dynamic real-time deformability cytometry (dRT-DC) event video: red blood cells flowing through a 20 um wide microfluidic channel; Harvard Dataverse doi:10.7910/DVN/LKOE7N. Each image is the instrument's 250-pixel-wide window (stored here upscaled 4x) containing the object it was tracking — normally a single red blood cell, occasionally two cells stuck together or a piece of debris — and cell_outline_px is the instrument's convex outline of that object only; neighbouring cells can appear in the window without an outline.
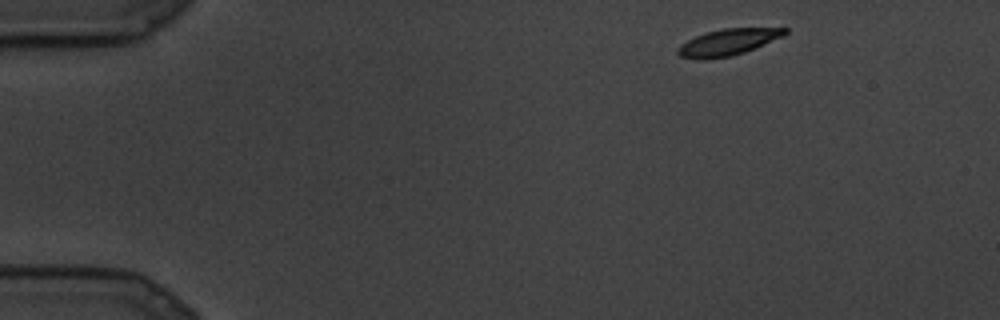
{"species": "common noctule bat (a hibernating species)", "species_latin": "Nyctalus noctula", "temperature_condition": "cold", "stored_images_in_passage": 7, "camera_frame_rate_fps": 3000, "um_per_image_px": 0.085, "animal": {"sex": "male", "body_mass_g": 19.5, "forearm_length_mm": 54.6}, "frame": {"image": 1, "passage_image": 1, "time_ms": 0.0, "image_size_px": [1000, 320], "cell_outline_px": [[788, 32], [784, 36], [744, 52], [732, 56], [704, 60], [692, 60], [680, 56], [676, 52], [676, 48], [680, 44], [696, 36], [708, 32], [724, 28], [788, 28]], "centroid_in_image_um": [61.83, 3.61], "position_along_channel_um": 23.2, "area_um2": 16.59}}
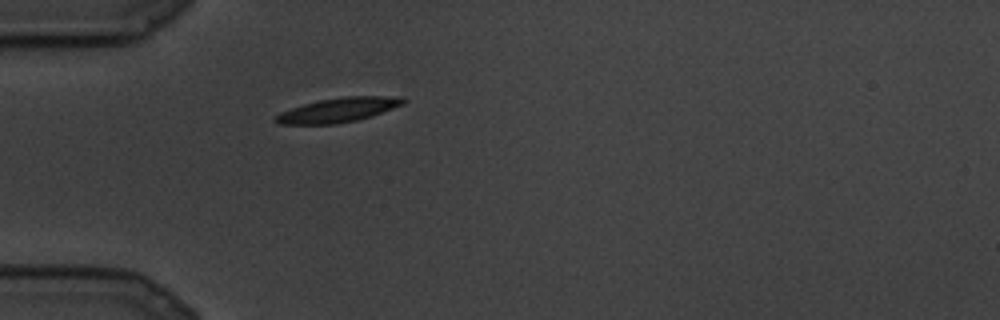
{"frame": {"image": 2, "passage_image": 5, "time_ms": 1.333, "image_size_px": [1000, 320], "cell_outline_px": [[408, 100], [404, 104], [372, 116], [356, 120], [336, 124], [280, 124], [272, 120], [272, 116], [280, 112], [304, 104], [320, 100], [344, 96], [404, 96]], "centroid_in_image_um": [28.77, 9.34], "position_along_channel_um": 56.2, "area_um2": 18.32}}
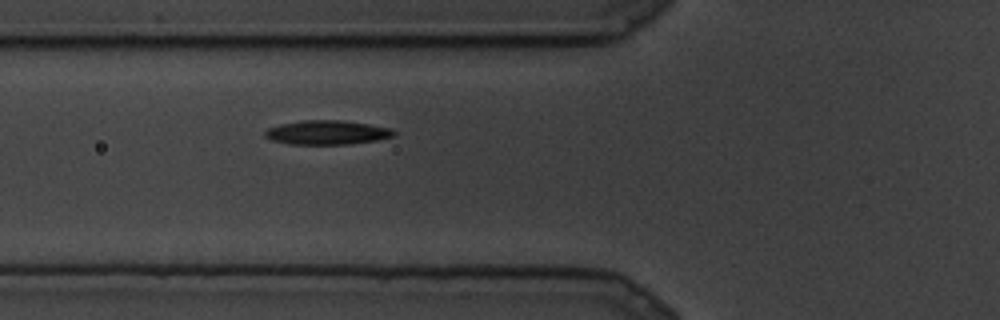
{"frame": {"image": 3, "passage_image": 7, "time_ms": 2.0, "image_size_px": [1000, 320], "cell_outline_px": [[396, 136], [376, 140], [352, 144], [288, 144], [272, 140], [264, 136], [264, 132], [268, 128], [280, 124], [304, 120], [340, 120], [368, 124], [392, 128], [396, 132]], "centroid_in_image_um": [27.82, 11.26], "position_along_channel_um": 98.0, "area_um2": 18.21}}